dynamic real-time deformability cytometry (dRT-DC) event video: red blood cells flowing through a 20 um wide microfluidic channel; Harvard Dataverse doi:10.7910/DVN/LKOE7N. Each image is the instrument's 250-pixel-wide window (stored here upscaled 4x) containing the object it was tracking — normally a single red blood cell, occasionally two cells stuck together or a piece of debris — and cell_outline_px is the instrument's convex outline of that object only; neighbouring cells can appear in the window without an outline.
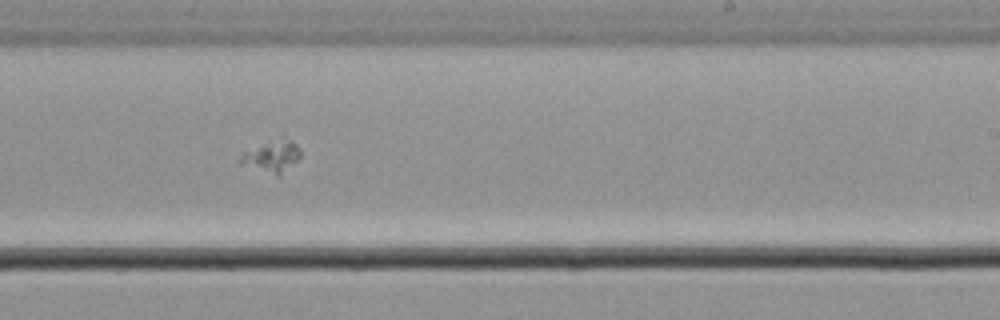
{"species": "common noctule bat (a hibernating species)", "species_latin": "Nyctalus noctula", "temperature_condition": "cold", "stored_images_in_passage": 37, "camera_frame_rate_fps": 3000, "um_per_image_px": 0.085, "animal": {"sex": "male", "body_mass_g": 21.5, "forearm_length_mm": 52.0}, "frame": {"image": 1, "passage_image": 16, "time_ms": 5.0, "image_size_px": [1000, 320], "cell_outline_px": [[300, 156], [280, 176], [276, 176], [240, 164], [236, 160], [240, 152], [280, 132], [292, 140], [300, 148]], "centroid_in_image_um": [23.04, 13.18], "position_along_channel_um": 266.0, "area_um2": 12.31}}
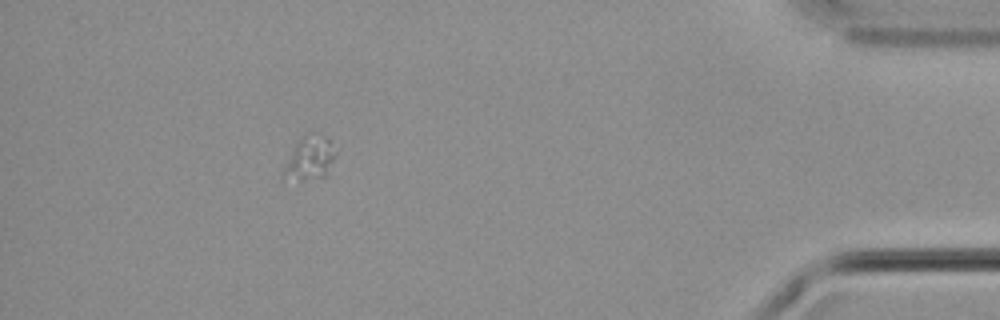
{"frame": {"image": 2, "passage_image": 32, "time_ms": 10.333, "image_size_px": [1000, 320], "cell_outline_px": [[336, 152], [324, 180], [280, 180], [280, 176], [296, 144], [304, 132], [324, 136], [328, 140]], "centroid_in_image_um": [26.29, 13.52], "position_along_channel_um": 408.9, "area_um2": 13.35}}